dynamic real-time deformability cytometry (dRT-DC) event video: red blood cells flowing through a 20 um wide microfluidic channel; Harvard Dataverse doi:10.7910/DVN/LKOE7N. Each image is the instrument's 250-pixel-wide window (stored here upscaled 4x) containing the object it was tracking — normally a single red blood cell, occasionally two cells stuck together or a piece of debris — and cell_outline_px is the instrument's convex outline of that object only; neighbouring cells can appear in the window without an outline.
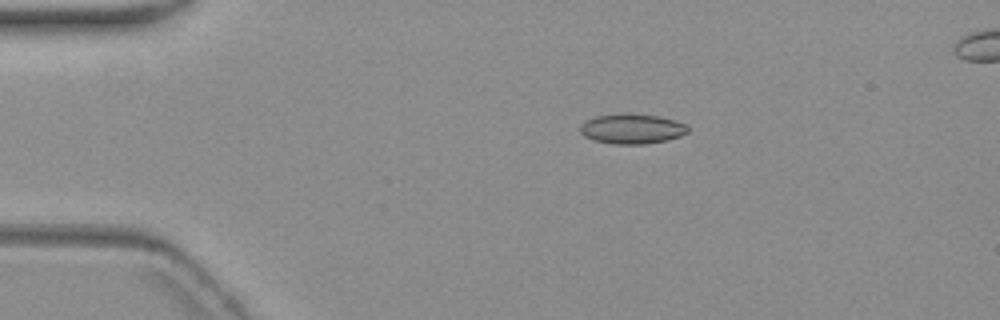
{"species": "common noctule bat (a hibernating species)", "species_latin": "Nyctalus noctula", "temperature_condition": "warm", "stored_images_in_passage": 8, "camera_frame_rate_fps": 3000, "um_per_image_px": 0.085, "animal": {"sex": "female", "body_mass_g": 19.3, "forearm_length_mm": 54.1}, "frame": {"image": 1, "passage_image": 2, "time_ms": 2.0, "image_size_px": [1000, 320], "cell_outline_px": [[688, 132], [680, 136], [668, 140], [644, 144], [616, 144], [592, 140], [584, 136], [580, 132], [580, 124], [596, 116], [624, 112], [660, 116], [684, 124], [688, 128]], "centroid_in_image_um": [53.69, 10.94], "position_along_channel_um": 31.3, "area_um2": 18.9}}
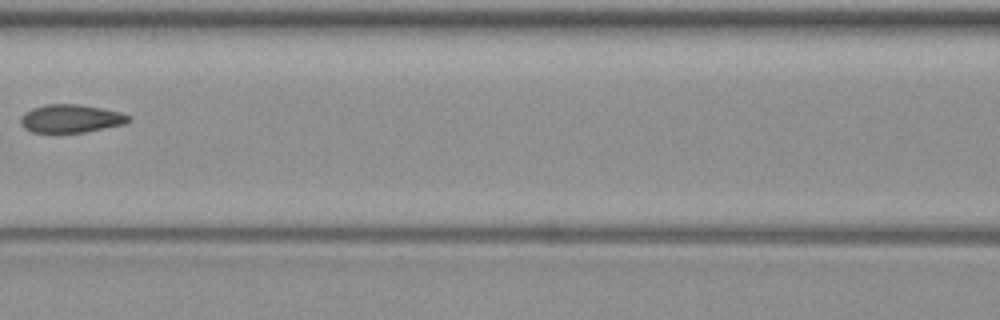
{"frame": {"image": 2, "passage_image": 6, "time_ms": 7.0, "image_size_px": [1000, 320], "cell_outline_px": [[132, 120], [124, 124], [84, 132], [56, 136], [32, 132], [24, 128], [20, 120], [24, 112], [32, 108], [44, 104], [80, 104], [120, 112], [132, 116]], "centroid_in_image_um": [5.99, 10.12], "position_along_channel_um": 160.6, "area_um2": 18.44}}
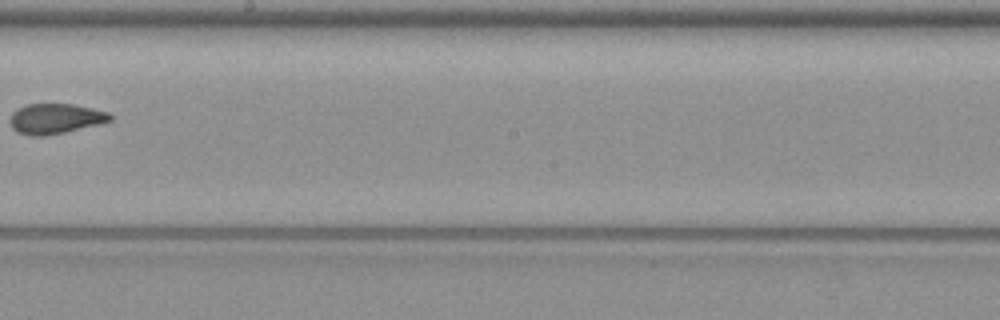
{"frame": {"image": 3, "passage_image": 8, "time_ms": 9.333, "image_size_px": [1000, 320], "cell_outline_px": [[112, 120], [100, 124], [64, 132], [44, 136], [28, 136], [16, 132], [12, 128], [12, 112], [16, 108], [28, 104], [72, 104], [92, 108], [108, 112], [112, 116]], "centroid_in_image_um": [4.71, 10.09], "position_along_channel_um": 243.5, "area_um2": 17.57}}